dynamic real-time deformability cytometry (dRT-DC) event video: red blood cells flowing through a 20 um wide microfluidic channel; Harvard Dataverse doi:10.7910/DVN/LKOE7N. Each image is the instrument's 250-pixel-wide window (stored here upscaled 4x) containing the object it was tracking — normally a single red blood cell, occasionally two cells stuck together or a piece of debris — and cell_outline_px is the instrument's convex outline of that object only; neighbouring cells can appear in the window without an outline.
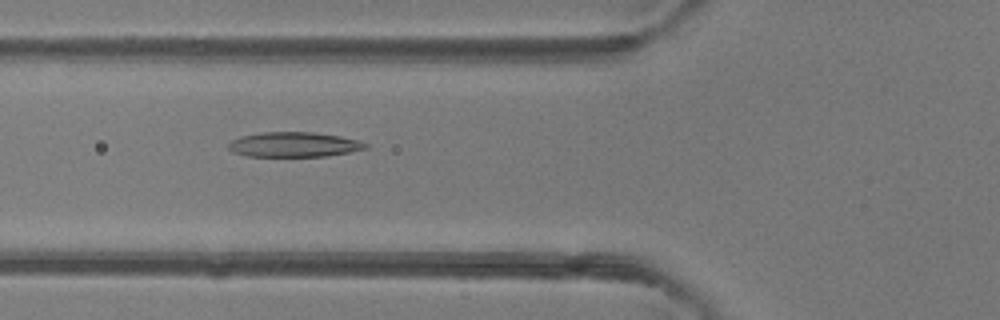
{"species": "common noctule bat (a hibernating species)", "species_latin": "Nyctalus noctula", "temperature_condition": "room temperature", "stored_images_in_passage": 47, "camera_frame_rate_fps": 3000, "um_per_image_px": 0.085, "animal": {"sex": "female"}, "frame": {"image": 1, "passage_image": 16, "time_ms": 5.0, "image_size_px": [1000, 320], "cell_outline_px": [[368, 148], [348, 152], [324, 156], [248, 156], [232, 152], [228, 148], [228, 144], [232, 140], [240, 136], [264, 132], [312, 132], [340, 136], [360, 140], [368, 144]], "centroid_in_image_um": [24.98, 12.28], "position_along_channel_um": 100.8, "area_um2": 19.83}}
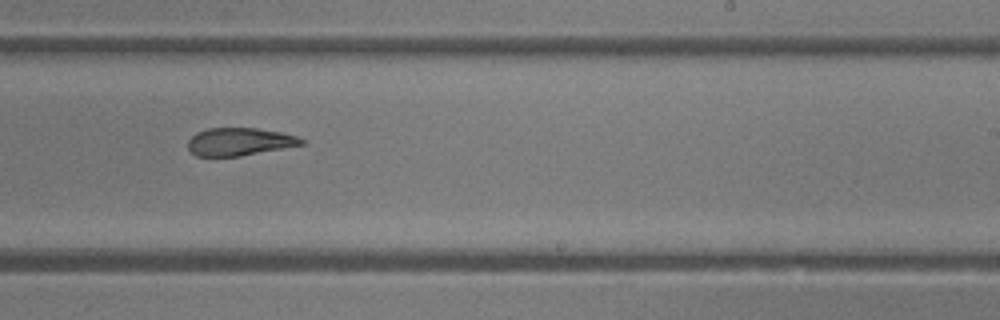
{"frame": {"image": 2, "passage_image": 28, "time_ms": 9.0, "image_size_px": [1000, 320], "cell_outline_px": [[304, 144], [240, 156], [196, 156], [188, 148], [188, 140], [196, 132], [208, 128], [256, 128], [280, 132], [296, 136], [304, 140]], "centroid_in_image_um": [20.32, 12.04], "position_along_channel_um": 268.7, "area_um2": 18.21}}
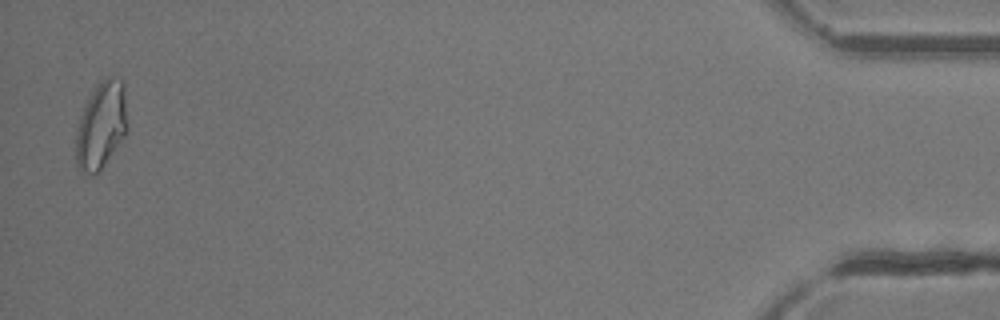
{"frame": {"image": 3, "passage_image": 46, "time_ms": 15.0, "image_size_px": [1000, 320], "cell_outline_px": [[128, 128], [124, 136], [100, 172], [92, 176], [80, 172], [76, 164], [76, 136], [80, 120], [84, 108], [96, 84], [104, 76], [112, 76], [124, 80], [128, 124]], "centroid_in_image_um": [8.63, 10.65], "position_along_channel_um": 426.6, "area_um2": 26.47}, "authors_computed_cell_mechanics": {"area_um2": 21.2126, "velocity_mm_per_s": 4.189, "shape_relaxation_time_tau1_ms": 5.9377, "shape_relaxation_time_tau2_ms": 1.9586, "deformation_change_tau1": 0.203, "deformation_change_tau2": 0.0959}}